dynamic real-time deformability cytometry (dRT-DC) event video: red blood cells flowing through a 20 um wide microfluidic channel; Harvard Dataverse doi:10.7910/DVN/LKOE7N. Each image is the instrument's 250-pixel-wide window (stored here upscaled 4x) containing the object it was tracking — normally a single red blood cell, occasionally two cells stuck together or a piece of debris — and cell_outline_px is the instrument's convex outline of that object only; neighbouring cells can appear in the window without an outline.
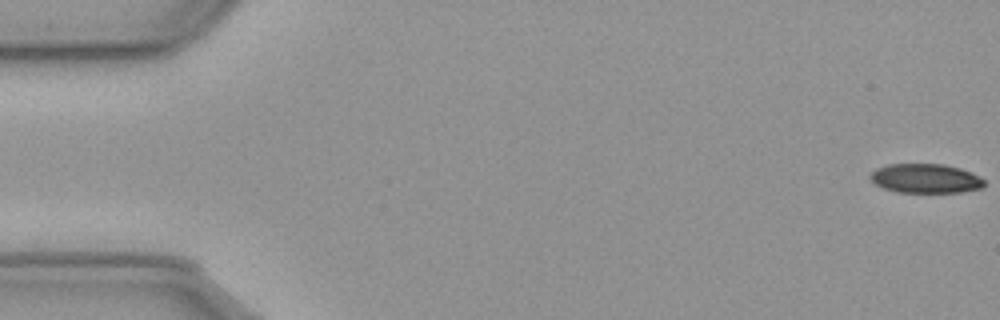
{"species": "common noctule bat (a hibernating species)", "species_latin": "Nyctalus noctula", "temperature_condition": "cold", "stored_images_in_passage": 51, "camera_frame_rate_fps": 3000, "um_per_image_px": 0.085, "animal": {"sex": "male", "body_mass_g": 23.1, "forearm_length_mm": 52.7}, "frame": {"image": 1, "passage_image": 1, "time_ms": 0.0, "image_size_px": [1000, 320], "cell_outline_px": [[984, 188], [960, 192], [896, 192], [884, 188], [876, 184], [868, 176], [876, 168], [888, 164], [944, 164], [960, 168], [972, 172], [984, 180]], "centroid_in_image_um": [78.68, 15.16], "position_along_channel_um": 6.3, "area_um2": 19.48}}
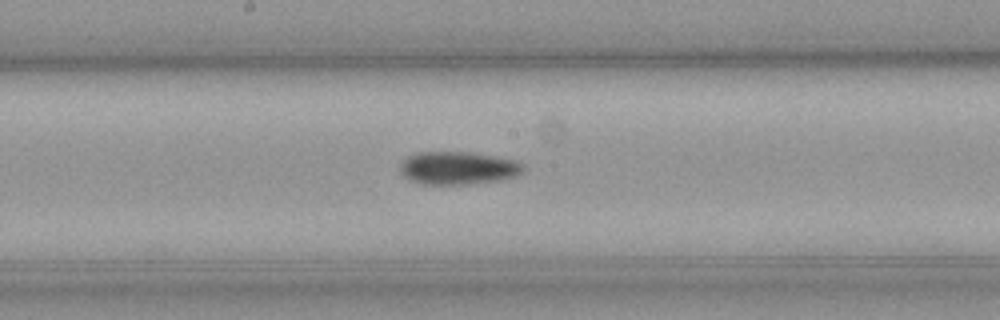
{"frame": {"image": 2, "passage_image": 30, "time_ms": 9.667, "image_size_px": [1000, 320], "cell_outline_px": [[524, 168], [516, 176], [500, 180], [472, 184], [420, 184], [408, 180], [400, 172], [400, 164], [408, 156], [420, 152], [464, 152], [512, 160], [520, 164]], "centroid_in_image_um": [38.85, 14.3], "position_along_channel_um": 209.4, "area_um2": 23.24}}
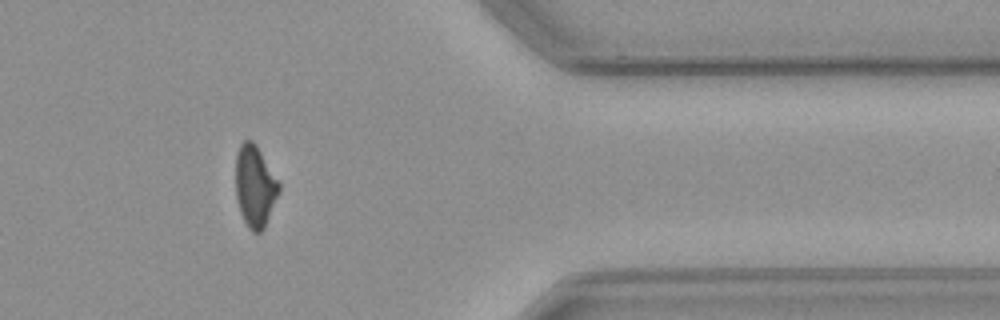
{"frame": {"image": 3, "passage_image": 47, "time_ms": 15.333, "image_size_px": [1000, 320], "cell_outline_px": [[280, 188], [264, 228], [260, 232], [252, 232], [248, 228], [240, 212], [236, 200], [236, 156], [240, 144], [244, 140], [252, 140], [256, 144], [280, 184]], "centroid_in_image_um": [21.65, 15.82], "position_along_channel_um": 389.8, "area_um2": 20.35}, "authors_computed_cell_mechanics": {"area_um2": 21.8484, "velocity_mm_per_s": 3.6085, "shape_relaxation_time_tau1_ms": 6.0186, "shape_relaxation_time_tau2_ms": null, "deformation_change_tau1": 0.137, "deformation_change_tau2": null}}